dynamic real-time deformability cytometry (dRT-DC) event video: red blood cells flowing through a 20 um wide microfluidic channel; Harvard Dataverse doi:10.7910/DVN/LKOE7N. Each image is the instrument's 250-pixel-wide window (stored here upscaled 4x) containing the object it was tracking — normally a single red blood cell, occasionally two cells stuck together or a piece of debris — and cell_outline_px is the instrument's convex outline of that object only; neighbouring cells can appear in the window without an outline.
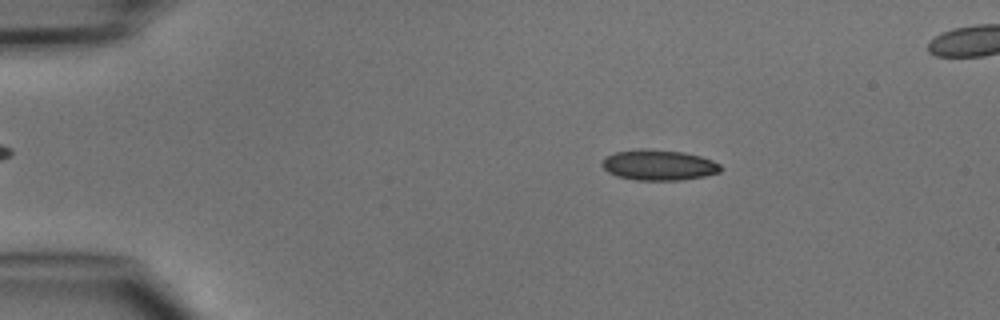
{"species": "common noctule bat (a hibernating species)", "species_latin": "Nyctalus noctula", "temperature_condition": "cold", "stored_images_in_passage": 7, "camera_frame_rate_fps": 3000, "um_per_image_px": 0.085, "animal": {"sex": "male", "body_mass_g": 15.6}, "frame": {"image": 1, "passage_image": 2, "time_ms": 1.333, "image_size_px": [1000, 320], "cell_outline_px": [[720, 172], [704, 176], [680, 180], [636, 180], [616, 176], [608, 172], [600, 164], [608, 156], [616, 152], [640, 148], [644, 148], [684, 152], [700, 156], [712, 160], [720, 164]], "centroid_in_image_um": [55.98, 14.02], "position_along_channel_um": 29.0, "area_um2": 21.04}}